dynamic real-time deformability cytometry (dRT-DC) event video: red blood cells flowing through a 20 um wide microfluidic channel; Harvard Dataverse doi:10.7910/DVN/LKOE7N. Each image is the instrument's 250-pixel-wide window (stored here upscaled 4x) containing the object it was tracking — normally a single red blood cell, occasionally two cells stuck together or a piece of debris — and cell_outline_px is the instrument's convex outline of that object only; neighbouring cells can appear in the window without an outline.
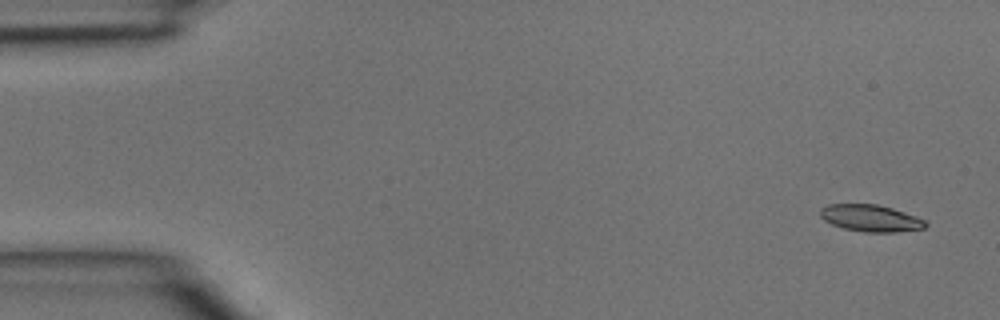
{"species": "common noctule bat (a hibernating species)", "species_latin": "Nyctalus noctula", "temperature_condition": "room temperature", "stored_images_in_passage": 4, "camera_frame_rate_fps": 3000, "um_per_image_px": 0.085, "animal": {"sex": "male", "body_mass_g": 15.6}, "frame": {"image": 1, "passage_image": 1, "time_ms": 0.0, "image_size_px": [1000, 320], "cell_outline_px": [[928, 224], [924, 228], [896, 232], [864, 232], [844, 228], [832, 224], [824, 220], [820, 216], [820, 208], [828, 204], [876, 204], [892, 208], [916, 216], [924, 220]], "centroid_in_image_um": [73.99, 18.54], "position_along_channel_um": 11.0, "area_um2": 16.42}}
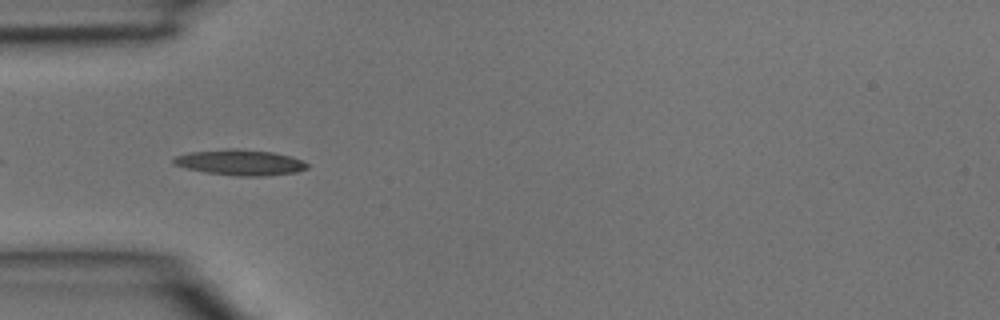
{"frame": {"image": 2, "passage_image": 4, "time_ms": 1.0, "image_size_px": [1000, 320], "cell_outline_px": [[308, 168], [296, 172], [264, 176], [236, 176], [204, 172], [172, 164], [172, 160], [176, 156], [188, 152], [228, 148], [232, 148], [272, 152], [292, 156], [308, 164]], "centroid_in_image_um": [20.39, 13.8], "position_along_channel_um": 64.6, "area_um2": 20.0}}